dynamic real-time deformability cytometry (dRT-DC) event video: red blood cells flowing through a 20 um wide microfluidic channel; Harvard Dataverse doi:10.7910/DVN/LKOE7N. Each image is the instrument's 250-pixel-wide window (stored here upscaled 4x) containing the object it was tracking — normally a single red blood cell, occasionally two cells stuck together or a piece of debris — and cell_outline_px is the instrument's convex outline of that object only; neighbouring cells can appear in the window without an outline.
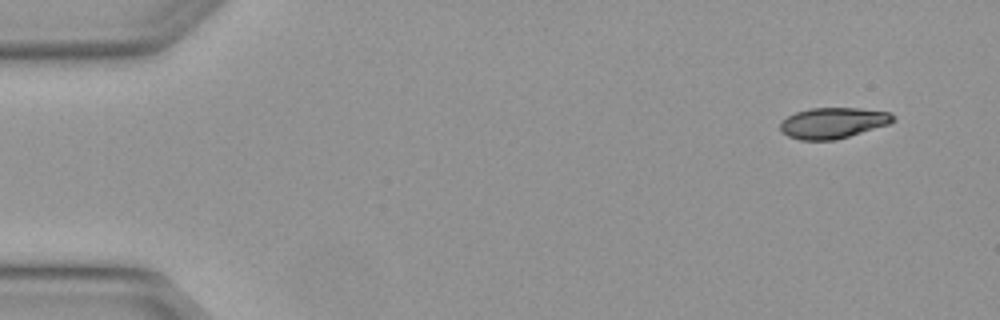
{"species": "Egyptian fruit bat (a non-hibernating species)", "species_latin": "Rousettus aegyptiacus", "temperature_condition": "warm", "stored_images_in_passage": 4, "camera_frame_rate_fps": 3000, "um_per_image_px": 0.085, "animal": {"sex": "female"}, "frame": {"image": 1, "passage_image": 1, "time_ms": 0.0, "image_size_px": [1000, 320], "cell_outline_px": [[896, 120], [888, 124], [836, 140], [800, 140], [788, 136], [780, 132], [780, 124], [788, 116], [796, 112], [812, 108], [860, 108], [888, 112], [896, 116]], "centroid_in_image_um": [70.81, 10.45], "position_along_channel_um": 14.2, "area_um2": 20.23}}
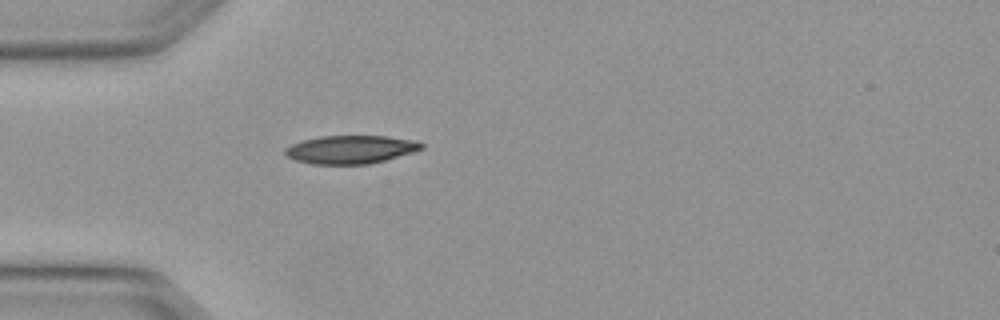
{"frame": {"image": 2, "passage_image": 4, "time_ms": 1.0, "image_size_px": [1000, 320], "cell_outline_px": [[424, 148], [412, 152], [384, 160], [368, 164], [312, 164], [296, 160], [288, 156], [284, 152], [284, 148], [292, 144], [304, 140], [320, 136], [388, 136], [412, 140], [424, 144]], "centroid_in_image_um": [29.79, 12.7], "position_along_channel_um": 55.2, "area_um2": 22.2}}